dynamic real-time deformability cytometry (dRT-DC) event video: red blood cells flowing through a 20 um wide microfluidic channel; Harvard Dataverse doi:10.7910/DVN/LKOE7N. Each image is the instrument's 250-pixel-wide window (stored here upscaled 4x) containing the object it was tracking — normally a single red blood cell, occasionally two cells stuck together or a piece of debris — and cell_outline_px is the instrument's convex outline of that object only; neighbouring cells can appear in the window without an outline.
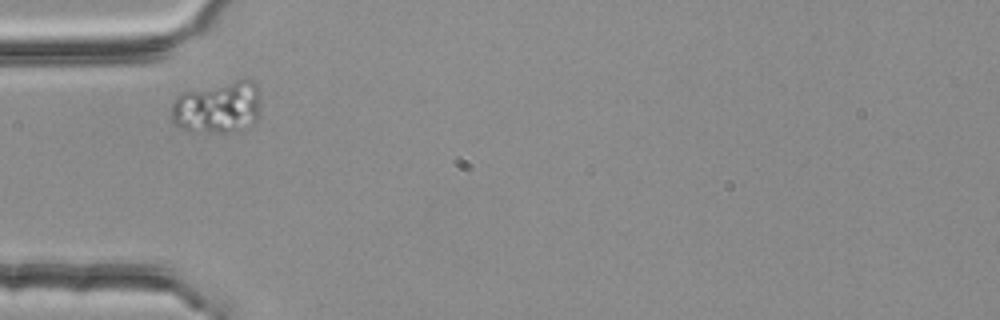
{"species": "common noctule bat (a hibernating species)", "species_latin": "Nyctalus noctula", "temperature_condition": "room temperature", "stored_images_in_passage": 2, "camera_frame_rate_fps": 3000, "um_per_image_px": 0.085, "animal": {"sex": "female", "body_mass_g": 25.1}, "frame": {"image": 1, "passage_image": 1, "time_ms": 0.0, "image_size_px": [1000, 320], "cell_outline_px": [[260, 112], [256, 120], [252, 124], [240, 132], [192, 132], [180, 128], [172, 124], [172, 100], [180, 92], [236, 80], [252, 80], [256, 84], [260, 92]], "centroid_in_image_um": [18.5, 9.14], "position_along_channel_um": 66.5, "area_um2": 27.8}}
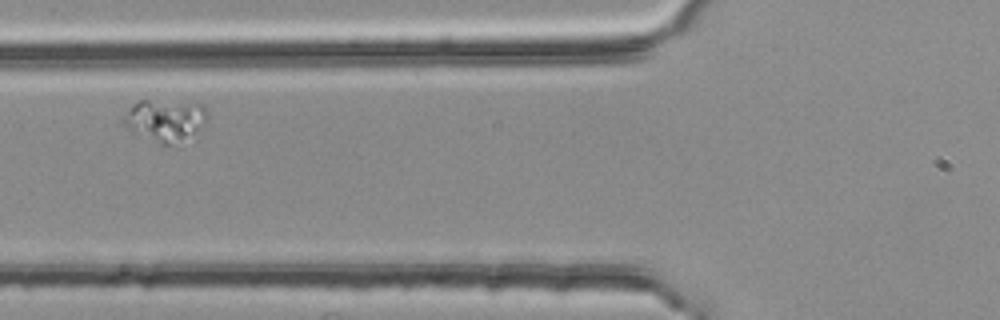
{"frame": {"image": 2, "passage_image": 2, "time_ms": 0.333, "image_size_px": [1000, 320], "cell_outline_px": [[208, 120], [204, 124], [176, 148], [160, 144], [128, 128], [124, 124], [124, 116], [128, 108], [132, 104], [140, 100], [148, 100], [200, 104], [208, 112]], "centroid_in_image_um": [14.07, 10.25], "position_along_channel_um": 111.7, "area_um2": 20.46}}